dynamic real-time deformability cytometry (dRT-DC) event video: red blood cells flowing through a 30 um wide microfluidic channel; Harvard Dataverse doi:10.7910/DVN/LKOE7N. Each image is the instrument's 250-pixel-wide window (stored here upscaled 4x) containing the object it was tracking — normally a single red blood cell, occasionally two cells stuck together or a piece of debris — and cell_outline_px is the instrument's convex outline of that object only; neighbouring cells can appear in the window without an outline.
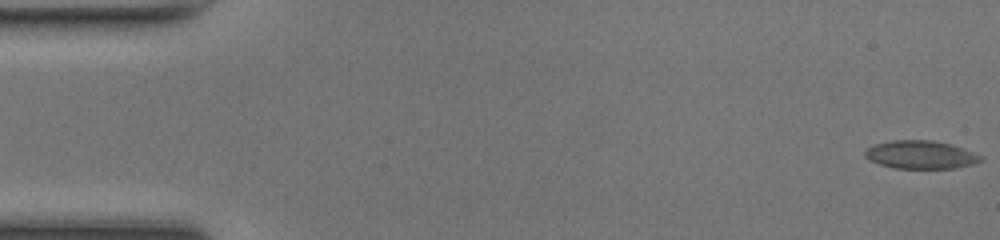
{"species": "common noctule bat (a hibernating species)", "species_latin": "Nyctalus noctula", "temperature_condition": "room temperature", "stored_images_in_passage": 48, "camera_frame_rate_fps": 3000, "um_per_image_px": 0.085, "animal": {"sex": "female", "body_mass_g": 17.0, "forearm_length_mm": 48.0}, "frame": {"image": 1, "passage_image": 1, "time_ms": 0.0, "image_size_px": [1000, 240], "cell_outline_px": [[984, 160], [972, 164], [956, 168], [896, 168], [880, 164], [868, 160], [864, 156], [864, 152], [868, 148], [876, 144], [892, 140], [932, 140], [952, 144], [984, 156]], "centroid_in_image_um": [78.29, 13.15], "position_along_channel_um": 6.7, "area_um2": 19.02}}
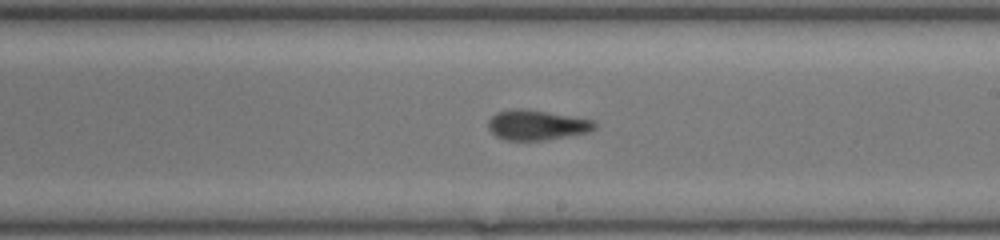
{"frame": {"image": 2, "passage_image": 28, "time_ms": 9.0, "image_size_px": [1000, 240], "cell_outline_px": [[596, 128], [588, 132], [544, 140], [504, 140], [496, 136], [488, 128], [488, 120], [496, 112], [512, 108], [524, 108], [596, 120]], "centroid_in_image_um": [45.61, 10.61], "position_along_channel_um": 243.4, "area_um2": 18.73}}
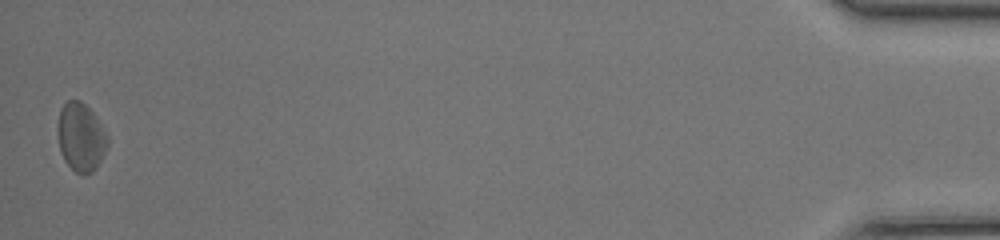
{"frame": {"image": 3, "passage_image": 48, "time_ms": 15.667, "image_size_px": [1000, 240], "cell_outline_px": [[108, 144], [96, 168], [92, 172], [84, 176], [76, 172], [64, 160], [60, 152], [60, 108], [68, 100], [80, 100], [92, 112], [108, 136]], "centroid_in_image_um": [6.9, 11.69], "position_along_channel_um": 428.3, "area_um2": 19.25}, "authors_computed_cell_mechanics": {"area_um2": 18.7272, "velocity_mm_per_s": 4.2961, "shape_relaxation_time_tau1_ms": 4.6301, "shape_relaxation_time_tau2_ms": 2.531, "deformation_change_tau1": 0.1326, "deformation_change_tau2": 0.1122}}